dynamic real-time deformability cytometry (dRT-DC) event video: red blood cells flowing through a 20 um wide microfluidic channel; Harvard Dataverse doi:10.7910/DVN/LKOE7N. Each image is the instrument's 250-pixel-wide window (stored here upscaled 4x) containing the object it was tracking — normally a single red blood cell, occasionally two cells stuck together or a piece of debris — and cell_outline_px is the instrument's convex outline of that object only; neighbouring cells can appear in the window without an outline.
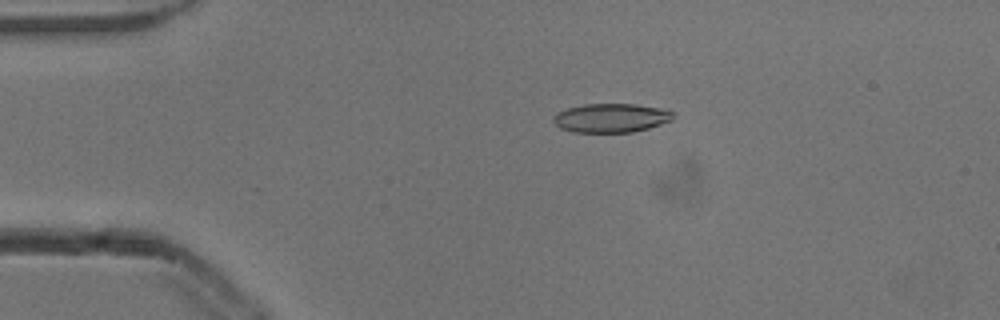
{"species": "common noctule bat (a hibernating species)", "species_latin": "Nyctalus noctula", "temperature_condition": "cold", "stored_images_in_passage": 50, "camera_frame_rate_fps": 3000, "um_per_image_px": 0.085, "animal": {"sex": "male", "body_mass_g": 13.3}, "frame": {"image": 1, "passage_image": 8, "time_ms": 2.333, "image_size_px": [1000, 320], "cell_outline_px": [[672, 120], [648, 128], [632, 132], [572, 132], [560, 128], [552, 120], [552, 116], [556, 112], [568, 108], [584, 104], [636, 104], [660, 108], [672, 112]], "centroid_in_image_um": [51.88, 10.02], "position_along_channel_um": 33.1, "area_um2": 20.11}}
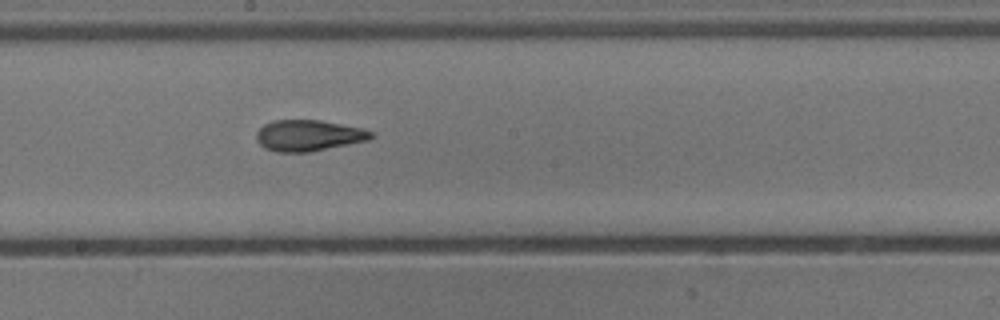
{"frame": {"image": 2, "passage_image": 26, "time_ms": 8.333, "image_size_px": [1000, 320], "cell_outline_px": [[372, 136], [368, 140], [312, 152], [276, 152], [264, 148], [256, 140], [256, 132], [264, 124], [276, 120], [320, 120], [364, 128], [372, 132]], "centroid_in_image_um": [26.21, 11.52], "position_along_channel_um": 222.0, "area_um2": 20.87}}
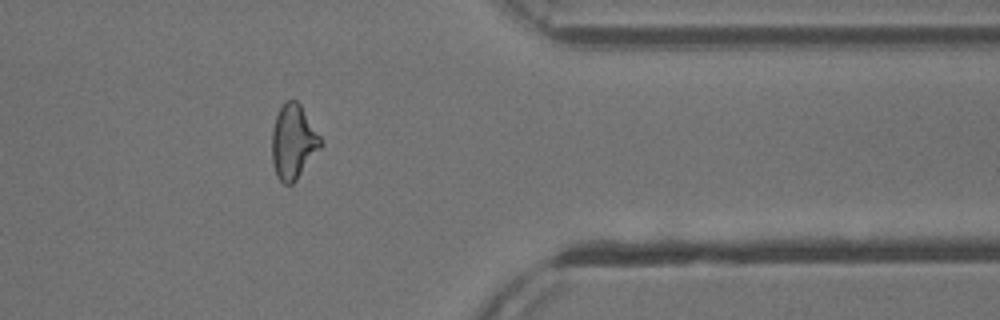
{"frame": {"image": 3, "passage_image": 40, "time_ms": 13.0, "image_size_px": [1000, 320], "cell_outline_px": [[324, 144], [296, 180], [292, 184], [284, 184], [276, 176], [272, 160], [272, 128], [276, 116], [284, 100], [296, 100], [300, 104], [320, 136]], "centroid_in_image_um": [24.93, 12.06], "position_along_channel_um": 386.5, "area_um2": 21.15}, "authors_computed_cell_mechanics": {"area_um2": 20.8658, "velocity_mm_per_s": 3.8828, "shape_relaxation_time_tau1_ms": 6.0655, "shape_relaxation_time_tau2_ms": 2.6514, "deformation_change_tau1": 0.1768, "deformation_change_tau2": 0.1003}}